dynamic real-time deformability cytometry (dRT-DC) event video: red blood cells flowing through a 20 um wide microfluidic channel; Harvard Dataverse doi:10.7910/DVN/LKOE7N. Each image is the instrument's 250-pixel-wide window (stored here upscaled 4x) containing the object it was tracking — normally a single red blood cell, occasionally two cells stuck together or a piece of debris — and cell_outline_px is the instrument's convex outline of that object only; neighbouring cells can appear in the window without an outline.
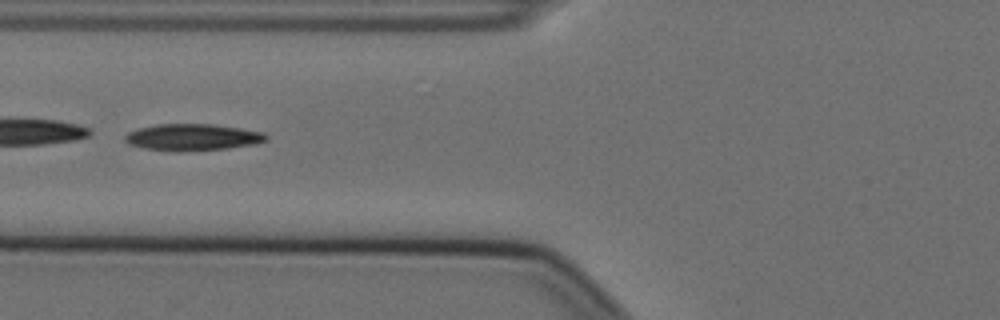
{"species": "Egyptian fruit bat (a non-hibernating species)", "species_latin": "Rousettus aegyptiacus", "temperature_condition": "cold", "stored_images_in_passage": 10, "camera_frame_rate_fps": 3000, "um_per_image_px": 0.085, "animal": {"sex": "female"}, "frame": {"image": 1, "passage_image": 7, "time_ms": 2.0, "image_size_px": [1000, 320], "cell_outline_px": [[268, 140], [256, 144], [228, 148], [176, 152], [144, 148], [128, 144], [124, 140], [124, 136], [128, 132], [140, 128], [156, 124], [212, 124], [240, 128], [264, 132], [268, 136]], "centroid_in_image_um": [16.37, 11.67], "position_along_channel_um": 109.4, "area_um2": 22.08}}
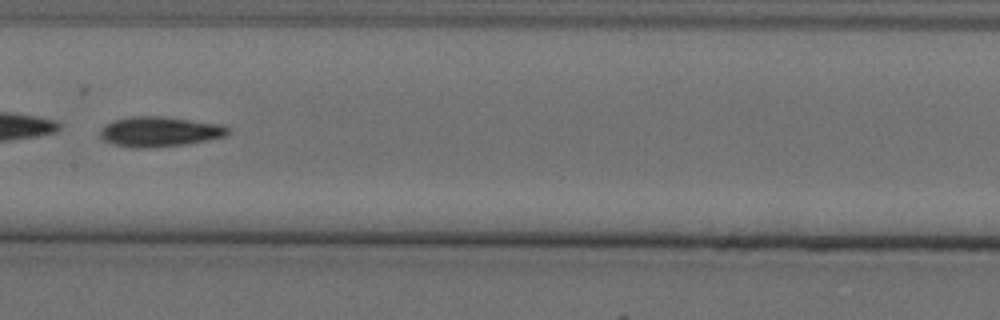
{"frame": {"image": 2, "passage_image": 9, "time_ms": 2.667, "image_size_px": [1000, 320], "cell_outline_px": [[228, 132], [224, 136], [208, 140], [184, 144], [148, 148], [128, 148], [112, 144], [104, 140], [100, 136], [100, 128], [104, 124], [112, 120], [132, 116], [160, 116], [224, 124], [228, 128]], "centroid_in_image_um": [13.51, 11.19], "position_along_channel_um": 193.9, "area_um2": 22.54}}